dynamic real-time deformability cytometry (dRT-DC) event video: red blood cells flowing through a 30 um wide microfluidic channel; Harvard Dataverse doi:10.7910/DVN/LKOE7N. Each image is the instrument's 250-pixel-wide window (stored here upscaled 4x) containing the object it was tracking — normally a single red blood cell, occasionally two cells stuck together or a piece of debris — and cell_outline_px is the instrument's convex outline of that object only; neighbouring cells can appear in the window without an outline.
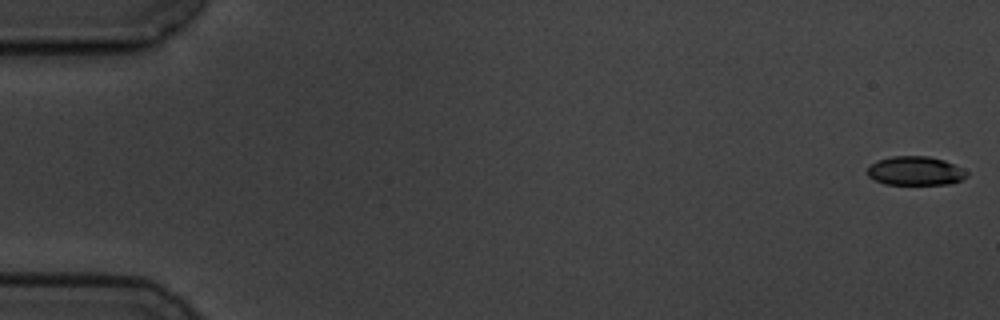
{"species": "common noctule bat (a hibernating species)", "species_latin": "Nyctalus noctula", "temperature_condition": "cold", "stored_images_in_passage": 8, "camera_frame_rate_fps": 3000, "um_per_image_px": 0.085, "animal": {"sex": "male", "body_mass_g": 19.5, "forearm_length_mm": 54.6}, "frame": {"image": 1, "passage_image": 1, "time_ms": 0.0, "image_size_px": [1000, 320], "cell_outline_px": [[968, 176], [952, 184], [884, 184], [868, 176], [868, 168], [876, 160], [892, 156], [928, 156], [944, 160], [968, 172]], "centroid_in_image_um": [77.8, 14.52], "position_along_channel_um": 7.2, "area_um2": 16.65}}
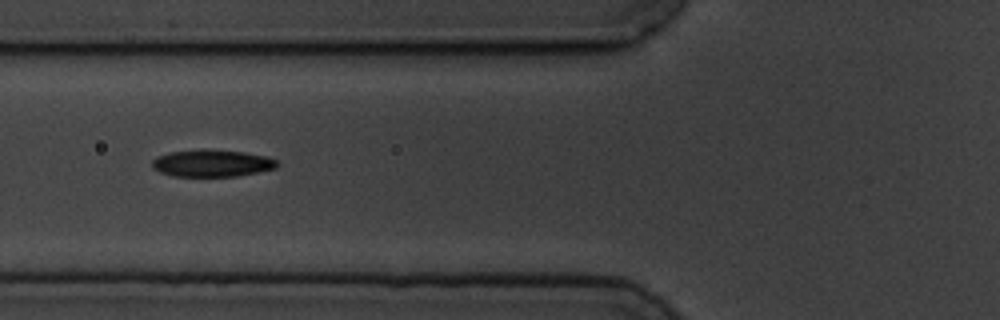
{"frame": {"image": 2, "passage_image": 7, "time_ms": 7.0, "image_size_px": [1000, 320], "cell_outline_px": [[276, 168], [236, 176], [172, 176], [160, 172], [152, 168], [152, 160], [156, 156], [172, 152], [244, 152], [268, 156], [276, 160]], "centroid_in_image_um": [18.0, 13.92], "position_along_channel_um": 107.8, "area_um2": 18.73}}
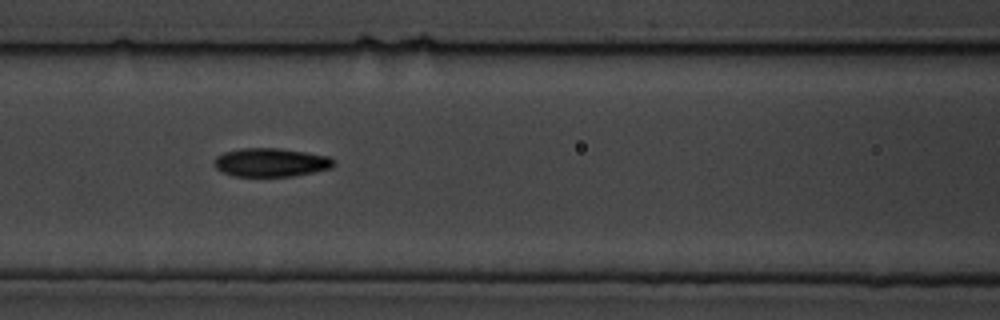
{"frame": {"image": 3, "passage_image": 8, "time_ms": 8.0, "image_size_px": [1000, 320], "cell_outline_px": [[336, 160], [332, 168], [292, 176], [232, 176], [216, 168], [212, 164], [216, 156], [224, 152], [240, 148], [280, 148], [328, 156]], "centroid_in_image_um": [23.0, 13.8], "position_along_channel_um": 143.6, "area_um2": 19.94}}